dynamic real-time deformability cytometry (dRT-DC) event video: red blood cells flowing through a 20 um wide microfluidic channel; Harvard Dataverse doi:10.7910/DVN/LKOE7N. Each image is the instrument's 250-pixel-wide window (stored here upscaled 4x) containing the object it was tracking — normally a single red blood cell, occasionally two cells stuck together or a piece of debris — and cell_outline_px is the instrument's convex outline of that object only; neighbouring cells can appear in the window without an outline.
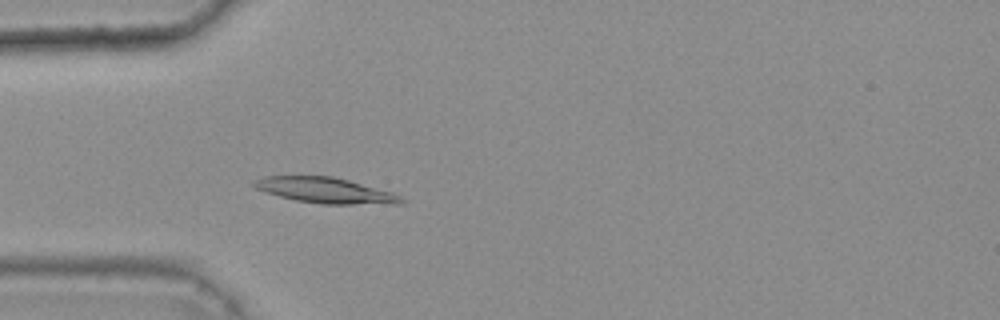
{"species": "common noctule bat (a hibernating species)", "species_latin": "Nyctalus noctula", "temperature_condition": "warm", "stored_images_in_passage": 44, "camera_frame_rate_fps": 3000, "um_per_image_px": 0.085, "animal": {"sex": "female", "body_mass_g": 25.1}, "frame": {"image": 1, "passage_image": 14, "time_ms": 4.333, "image_size_px": [1000, 320], "cell_outline_px": [[408, 200], [404, 204], [320, 204], [296, 200], [264, 192], [256, 188], [252, 184], [252, 180], [264, 176], [332, 176], [348, 180], [392, 192]], "centroid_in_image_um": [27.68, 16.19], "position_along_channel_um": 57.3, "area_um2": 22.08}}
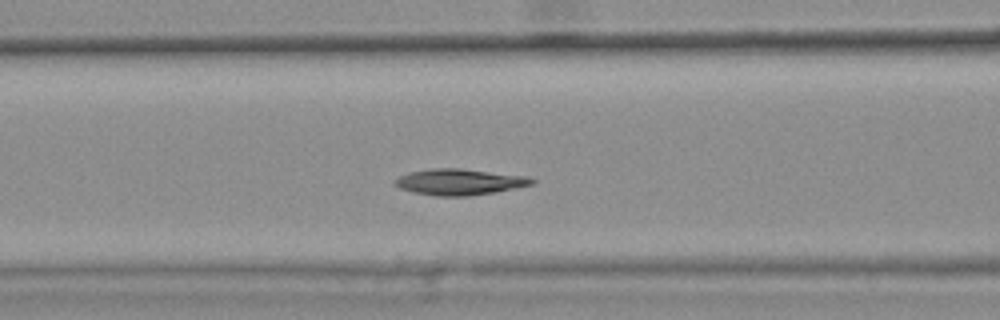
{"frame": {"image": 2, "passage_image": 20, "time_ms": 6.333, "image_size_px": [1000, 320], "cell_outline_px": [[536, 180], [532, 184], [496, 192], [468, 196], [436, 196], [416, 192], [400, 188], [392, 184], [400, 176], [412, 172], [432, 168], [460, 168], [524, 176]], "centroid_in_image_um": [39.05, 15.47], "position_along_channel_um": 127.6, "area_um2": 20.46}}
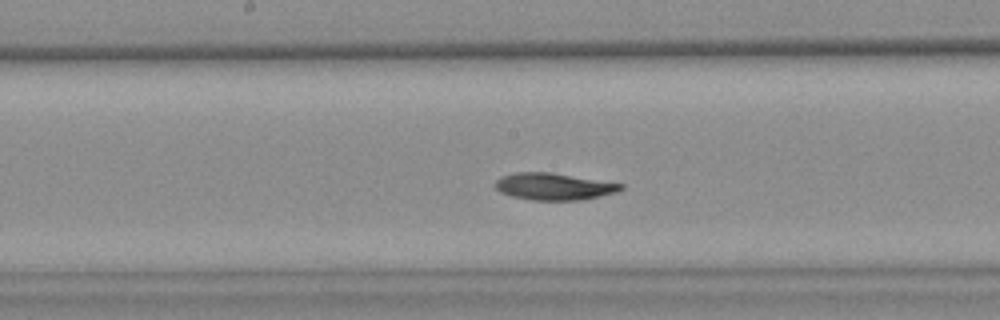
{"frame": {"image": 3, "passage_image": 26, "time_ms": 8.333, "image_size_px": [1000, 320], "cell_outline_px": [[624, 188], [616, 192], [584, 200], [532, 200], [512, 196], [500, 192], [496, 188], [496, 180], [500, 176], [516, 172], [552, 172], [624, 184]], "centroid_in_image_um": [47.08, 15.85], "position_along_channel_um": 201.1, "area_um2": 19.77}, "authors_computed_cell_mechanics": {"area_um2": 20.2878, "velocity_mm_per_s": 3.6953, "shape_relaxation_time_tau1_ms": 8.2382, "shape_relaxation_time_tau2_ms": null, "deformation_change_tau1": 0.1847, "deformation_change_tau2": null}}